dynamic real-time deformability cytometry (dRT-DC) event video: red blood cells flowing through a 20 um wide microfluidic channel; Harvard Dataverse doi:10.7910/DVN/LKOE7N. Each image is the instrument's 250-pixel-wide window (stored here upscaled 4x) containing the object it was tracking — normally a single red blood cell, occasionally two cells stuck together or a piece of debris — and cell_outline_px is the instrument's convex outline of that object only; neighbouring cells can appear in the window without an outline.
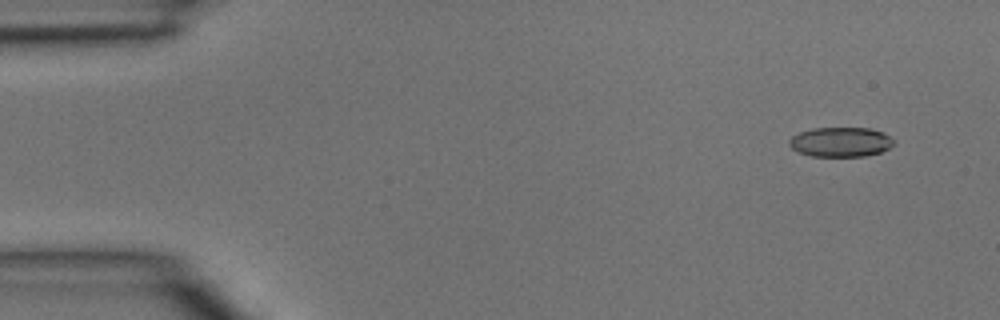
{"species": "common noctule bat (a hibernating species)", "species_latin": "Nyctalus noctula", "temperature_condition": "room temperature", "stored_images_in_passage": 4, "camera_frame_rate_fps": 3000, "um_per_image_px": 0.085, "animal": {"sex": "male", "body_mass_g": 15.6}, "frame": {"image": 1, "passage_image": 1, "time_ms": 0.0, "image_size_px": [1000, 320], "cell_outline_px": [[896, 144], [880, 152], [864, 156], [812, 156], [800, 152], [792, 148], [788, 144], [788, 140], [792, 136], [800, 132], [812, 128], [872, 128], [888, 136]], "centroid_in_image_um": [71.43, 12.06], "position_along_channel_um": 13.6, "area_um2": 17.92}}
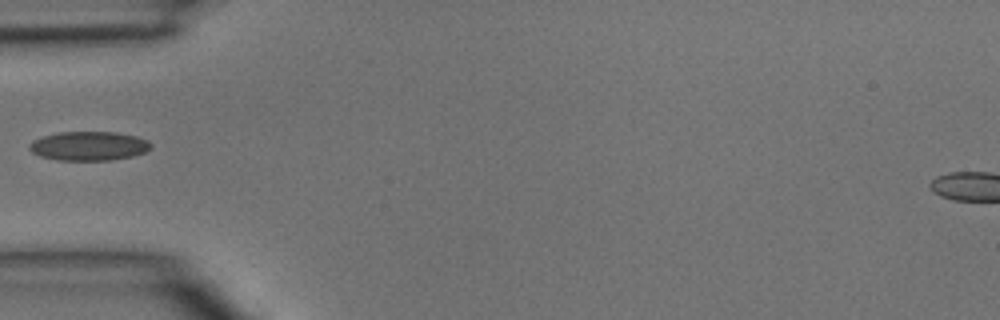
{"frame": {"image": 2, "passage_image": 4, "time_ms": 1.0, "image_size_px": [1000, 320], "cell_outline_px": [[152, 148], [144, 152], [132, 156], [108, 160], [60, 160], [40, 156], [32, 152], [28, 148], [28, 144], [32, 140], [40, 136], [60, 132], [116, 132], [136, 136], [148, 140], [152, 144]], "centroid_in_image_um": [7.53, 12.4], "position_along_channel_um": 77.5, "area_um2": 20.69}}